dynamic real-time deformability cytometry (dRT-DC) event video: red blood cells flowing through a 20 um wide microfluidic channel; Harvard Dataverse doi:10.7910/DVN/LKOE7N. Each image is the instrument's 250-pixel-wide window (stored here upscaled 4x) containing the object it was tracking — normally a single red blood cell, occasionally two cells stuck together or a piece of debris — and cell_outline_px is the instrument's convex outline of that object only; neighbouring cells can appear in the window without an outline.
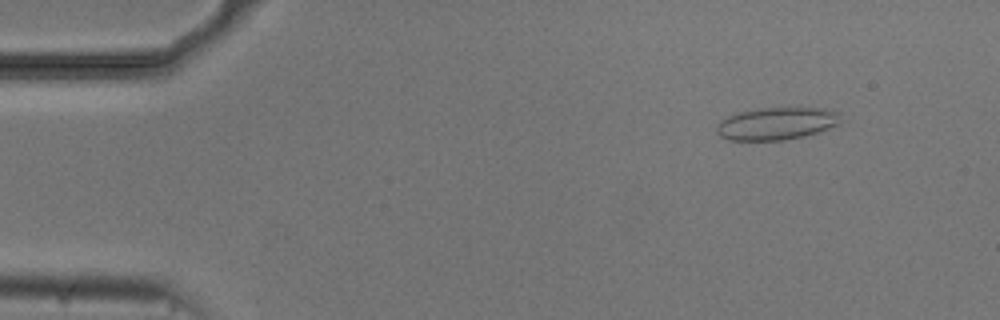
{"species": "common noctule bat (a hibernating species)", "species_latin": "Nyctalus noctula", "temperature_condition": "cold", "stored_images_in_passage": 49, "camera_frame_rate_fps": 3000, "um_per_image_px": 0.085, "animal": {"sex": "male", "body_mass_g": 20.5, "forearm_length_mm": 52.5}, "frame": {"image": 1, "passage_image": 1, "time_ms": 0.0, "image_size_px": [1000, 320], "cell_outline_px": [[840, 124], [804, 136], [784, 140], [728, 140], [720, 136], [716, 132], [716, 124], [720, 120], [736, 112], [760, 108], [832, 108], [840, 112]], "centroid_in_image_um": [66.0, 10.49], "position_along_channel_um": 19.0, "area_um2": 23.7}}
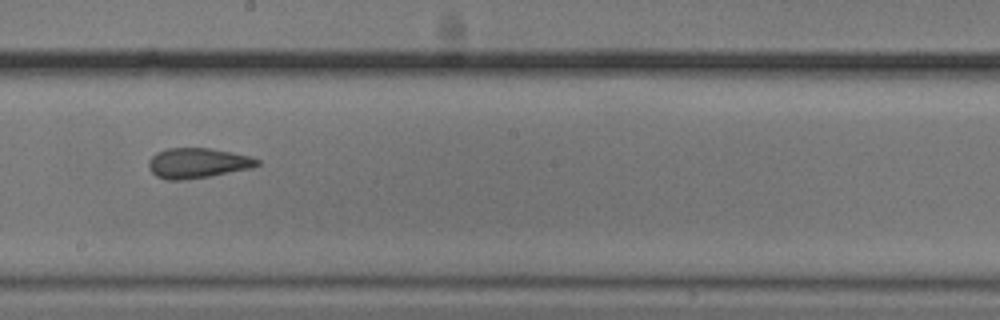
{"frame": {"image": 2, "passage_image": 25, "time_ms": 8.0, "image_size_px": [1000, 320], "cell_outline_px": [[260, 164], [252, 168], [208, 176], [180, 180], [168, 180], [156, 176], [148, 168], [148, 160], [156, 152], [168, 148], [208, 148], [232, 152], [252, 156], [260, 160]], "centroid_in_image_um": [16.79, 13.85], "position_along_channel_um": 231.4, "area_um2": 19.07}}
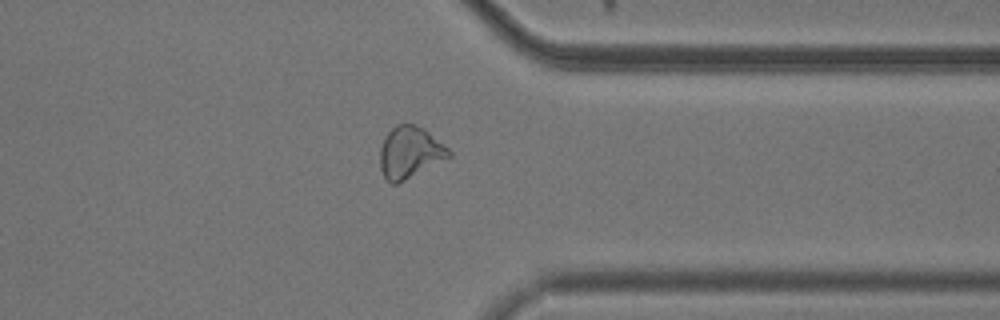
{"frame": {"image": 3, "passage_image": 37, "time_ms": 12.0, "image_size_px": [1000, 320], "cell_outline_px": [[452, 156], [396, 184], [392, 184], [384, 176], [380, 168], [380, 148], [384, 136], [396, 124], [412, 124], [424, 128], [448, 148], [452, 152]], "centroid_in_image_um": [34.83, 12.94], "position_along_channel_um": 376.6, "area_um2": 20.58}, "authors_computed_cell_mechanics": {"area_um2": 20.7502, "velocity_mm_per_s": 3.746, "shape_relaxation_time_tau1_ms": 11.1235, "shape_relaxation_time_tau2_ms": 1.6357, "deformation_change_tau1": 0.1705, "deformation_change_tau2": 0.0805}}